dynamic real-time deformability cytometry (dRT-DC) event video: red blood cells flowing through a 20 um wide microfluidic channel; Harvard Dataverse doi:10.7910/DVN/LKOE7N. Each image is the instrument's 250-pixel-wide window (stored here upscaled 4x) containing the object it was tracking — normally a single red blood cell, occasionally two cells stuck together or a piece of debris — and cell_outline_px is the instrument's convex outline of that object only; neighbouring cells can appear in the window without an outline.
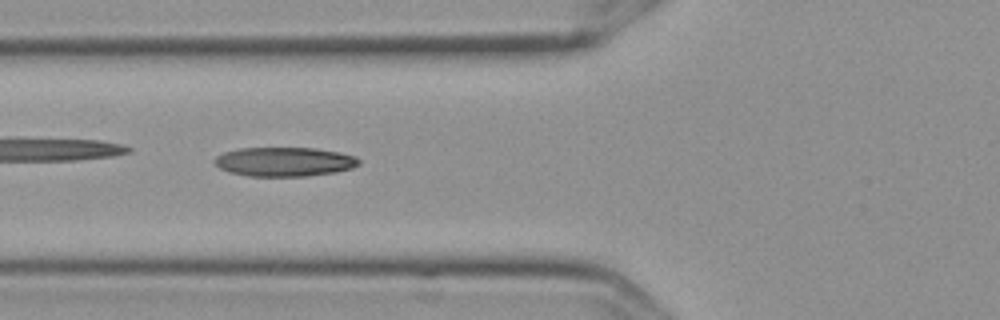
{"species": "Egyptian fruit bat (a non-hibernating species)", "species_latin": "Rousettus aegyptiacus", "temperature_condition": "cold", "stored_images_in_passage": 57, "camera_frame_rate_fps": 3000, "um_per_image_px": 0.085, "frame": {"image": 1, "passage_image": 22, "time_ms": 7.0, "image_size_px": [1000, 320], "cell_outline_px": [[360, 164], [352, 168], [336, 172], [308, 176], [248, 176], [228, 172], [220, 168], [212, 160], [216, 156], [224, 152], [236, 148], [316, 148], [340, 152], [356, 156], [360, 160]], "centroid_in_image_um": [24.18, 13.74], "position_along_channel_um": 101.6, "area_um2": 24.8}}
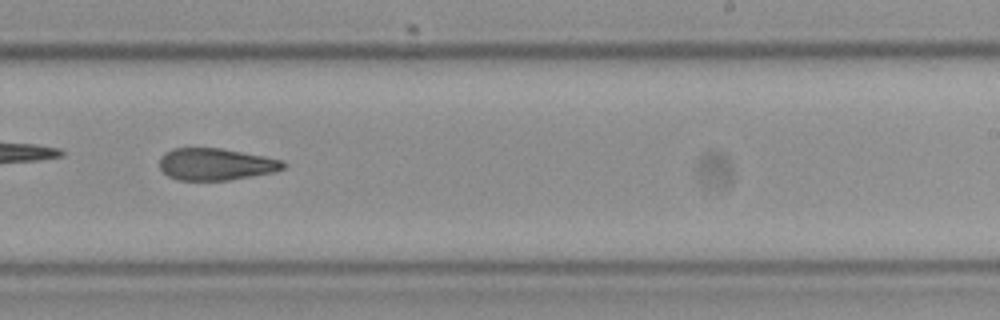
{"frame": {"image": 2, "passage_image": 36, "time_ms": 11.667, "image_size_px": [1000, 320], "cell_outline_px": [[288, 164], [284, 168], [276, 172], [228, 180], [176, 180], [168, 176], [160, 168], [160, 156], [164, 152], [172, 148], [220, 148], [264, 156], [280, 160]], "centroid_in_image_um": [18.33, 13.96], "position_along_channel_um": 270.7, "area_um2": 23.12}}
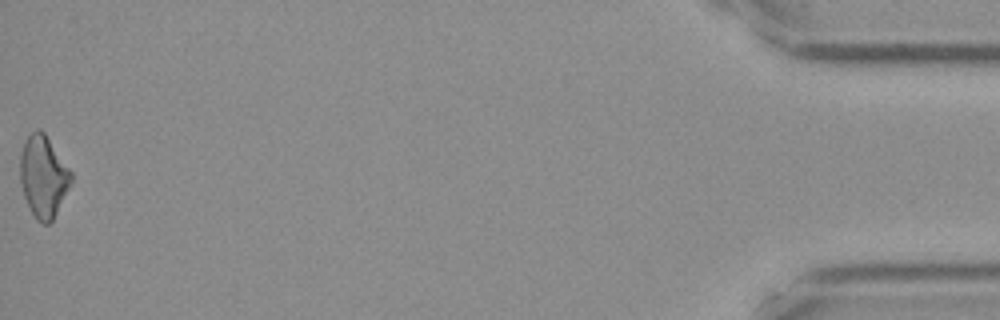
{"frame": {"image": 3, "passage_image": 57, "time_ms": 18.667, "image_size_px": [1000, 320], "cell_outline_px": [[72, 180], [52, 220], [48, 224], [40, 224], [36, 220], [24, 196], [20, 180], [20, 156], [24, 144], [28, 136], [36, 128], [40, 128], [44, 132], [72, 172]], "centroid_in_image_um": [3.67, 14.99], "position_along_channel_um": 431.5, "area_um2": 23.93}}